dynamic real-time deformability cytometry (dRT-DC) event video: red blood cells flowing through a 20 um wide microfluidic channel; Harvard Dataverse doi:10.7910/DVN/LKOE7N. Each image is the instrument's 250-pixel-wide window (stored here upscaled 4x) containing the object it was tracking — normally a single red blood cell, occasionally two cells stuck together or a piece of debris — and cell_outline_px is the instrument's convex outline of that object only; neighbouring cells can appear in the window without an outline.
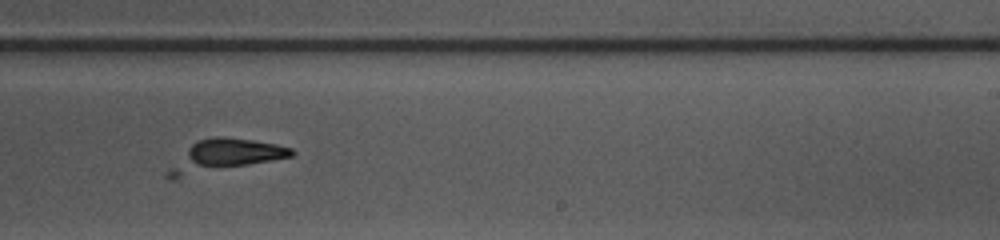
{"species": "common noctule bat (a hibernating species)", "species_latin": "Nyctalus noctula", "temperature_condition": "warm", "stored_images_in_passage": 38, "camera_frame_rate_fps": 3000, "um_per_image_px": 0.085, "animal": {"sex": "female", "body_mass_g": 10.0, "forearm_length_mm": 53.1}, "frame": {"image": 1, "passage_image": 18, "time_ms": 5.667, "image_size_px": [1000, 240], "cell_outline_px": [[296, 152], [292, 156], [176, 180], [168, 180], [164, 176], [188, 148], [196, 140], [220, 136], [252, 140], [276, 144], [292, 148]], "centroid_in_image_um": [19.06, 13.27], "position_along_channel_um": 269.9, "area_um2": 22.72}}
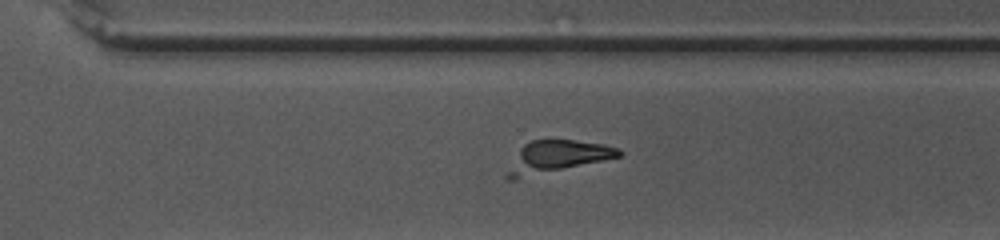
{"frame": {"image": 2, "passage_image": 22, "time_ms": 7.0, "image_size_px": [1000, 240], "cell_outline_px": [[624, 152], [620, 156], [516, 180], [508, 180], [504, 176], [520, 148], [524, 144], [532, 140], [572, 140], [604, 144], [620, 148]], "centroid_in_image_um": [47.33, 13.33], "position_along_channel_um": 323.3, "area_um2": 20.58}}